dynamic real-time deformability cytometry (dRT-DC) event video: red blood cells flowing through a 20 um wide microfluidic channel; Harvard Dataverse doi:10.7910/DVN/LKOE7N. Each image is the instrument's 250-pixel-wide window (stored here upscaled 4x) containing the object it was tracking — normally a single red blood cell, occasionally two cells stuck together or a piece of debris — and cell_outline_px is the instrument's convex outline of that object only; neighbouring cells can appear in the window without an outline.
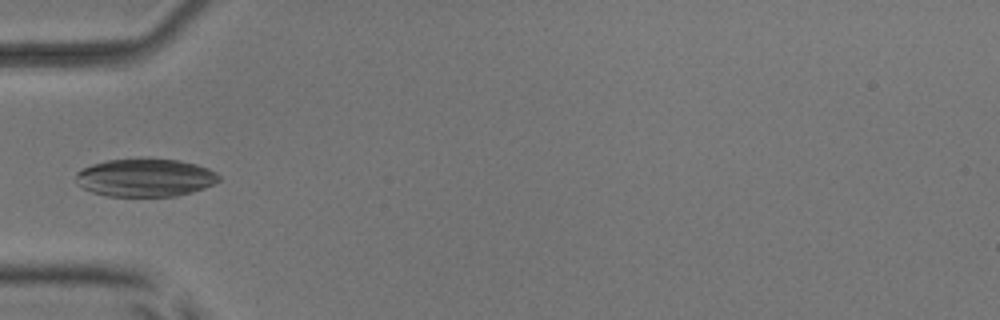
{"species": "common noctule bat (a hibernating species)", "species_latin": "Nyctalus noctula", "temperature_condition": "room temperature", "stored_images_in_passage": 8, "camera_frame_rate_fps": 3000, "um_per_image_px": 0.085, "animal": {"sex": "male", "body_mass_g": 17.9, "forearm_length_mm": 54.2}, "frame": {"image": 1, "passage_image": 6, "time_ms": 5.667, "image_size_px": [1000, 320], "cell_outline_px": [[220, 180], [204, 188], [192, 192], [176, 196], [108, 196], [92, 192], [76, 184], [76, 172], [92, 164], [104, 160], [148, 156], [180, 160], [196, 164], [208, 168], [216, 172], [220, 176]], "centroid_in_image_um": [12.34, 15.06], "position_along_channel_um": 72.7, "area_um2": 32.43}}
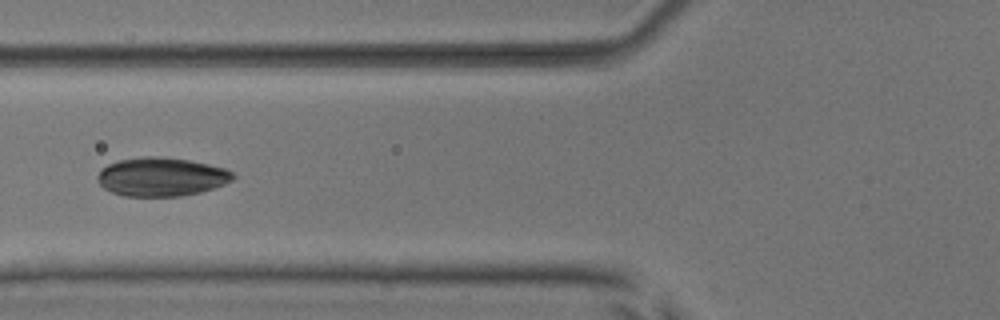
{"frame": {"image": 2, "passage_image": 7, "time_ms": 6.667, "image_size_px": [1000, 320], "cell_outline_px": [[236, 176], [232, 180], [224, 184], [200, 192], [180, 196], [124, 196], [112, 192], [104, 188], [96, 180], [96, 176], [100, 168], [116, 160], [144, 156], [160, 156], [188, 160], [208, 164], [224, 168], [232, 172]], "centroid_in_image_um": [13.67, 15.02], "position_along_channel_um": 112.1, "area_um2": 30.69}}
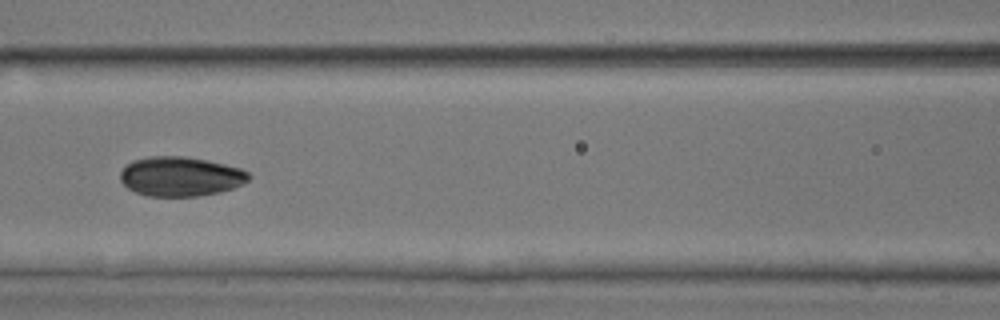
{"frame": {"image": 3, "passage_image": 8, "time_ms": 7.667, "image_size_px": [1000, 320], "cell_outline_px": [[252, 176], [244, 184], [220, 192], [196, 196], [148, 196], [136, 192], [128, 188], [120, 180], [120, 172], [124, 164], [132, 160], [148, 156], [184, 156], [208, 160], [240, 168], [248, 172]], "centroid_in_image_um": [15.33, 14.99], "position_along_channel_um": 151.3, "area_um2": 29.82}}